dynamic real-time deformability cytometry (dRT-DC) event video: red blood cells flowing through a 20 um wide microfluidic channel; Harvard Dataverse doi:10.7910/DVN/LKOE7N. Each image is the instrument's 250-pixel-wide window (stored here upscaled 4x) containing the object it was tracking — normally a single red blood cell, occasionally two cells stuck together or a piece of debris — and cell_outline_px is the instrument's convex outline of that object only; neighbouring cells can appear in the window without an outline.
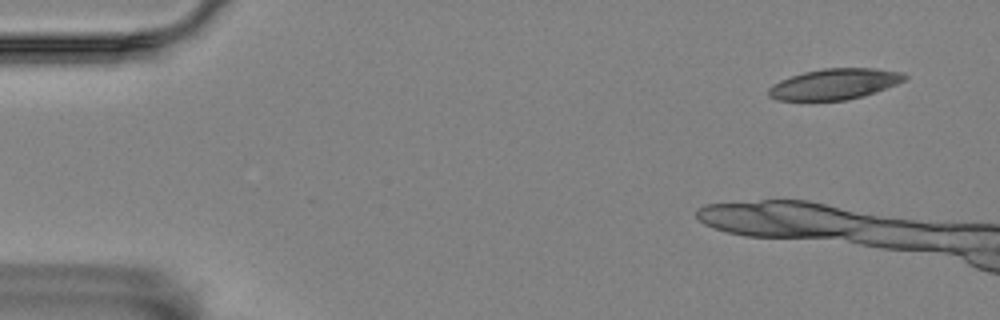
{"species": "Egyptian fruit bat (a non-hibernating species)", "species_latin": "Rousettus aegyptiacus", "temperature_condition": "room temperature", "stored_images_in_passage": 5, "camera_frame_rate_fps": 3000, "um_per_image_px": 0.085, "animal": {"sex": "female"}, "frame": {"image": 1, "passage_image": 1, "time_ms": 0.0, "image_size_px": [1000, 320], "cell_outline_px": [[908, 76], [904, 80], [896, 84], [876, 92], [864, 96], [844, 100], [776, 100], [768, 96], [768, 88], [772, 84], [780, 80], [804, 72], [824, 68], [876, 68], [904, 72]], "centroid_in_image_um": [70.94, 7.14], "position_along_channel_um": 14.1, "area_um2": 24.45}}